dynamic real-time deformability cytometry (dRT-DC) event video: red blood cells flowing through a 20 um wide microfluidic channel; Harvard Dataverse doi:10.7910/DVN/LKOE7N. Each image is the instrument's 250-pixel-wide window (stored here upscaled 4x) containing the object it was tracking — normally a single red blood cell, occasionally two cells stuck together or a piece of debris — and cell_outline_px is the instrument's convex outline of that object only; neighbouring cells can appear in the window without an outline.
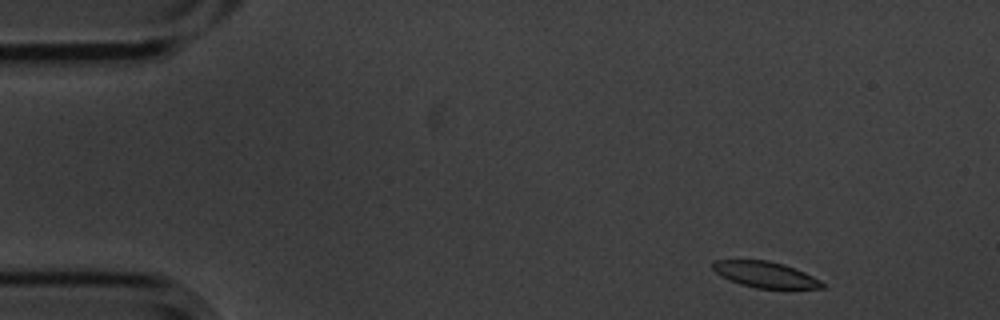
{"species": "common noctule bat (a hibernating species)", "species_latin": "Nyctalus noctula", "temperature_condition": "cold", "stored_images_in_passage": 8, "camera_frame_rate_fps": 3000, "um_per_image_px": 0.085, "animal": {"sex": "male", "body_mass_g": 20.1, "forearm_length_mm": 53.5}, "frame": {"image": 1, "passage_image": 1, "time_ms": 0.0, "image_size_px": [1000, 320], "cell_outline_px": [[824, 288], [756, 288], [740, 284], [728, 280], [716, 272], [712, 268], [712, 264], [716, 260], [768, 260], [784, 264], [804, 272], [820, 280], [824, 284]], "centroid_in_image_um": [65.03, 23.33], "position_along_channel_um": 20.0, "area_um2": 16.42}}
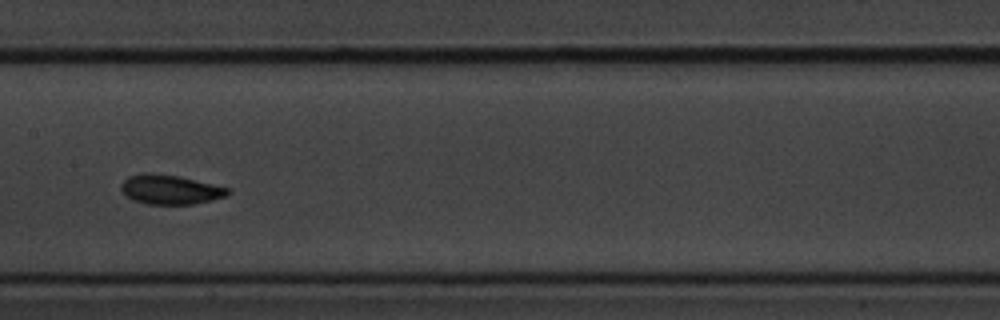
{"frame": {"image": 2, "passage_image": 5, "time_ms": 1.333, "image_size_px": [1000, 320], "cell_outline_px": [[232, 192], [228, 196], [212, 200], [192, 204], [148, 204], [132, 200], [120, 188], [120, 184], [128, 176], [144, 172], [180, 176], [232, 188]], "centroid_in_image_um": [14.52, 16.1], "position_along_channel_um": 192.9, "area_um2": 18.55}}
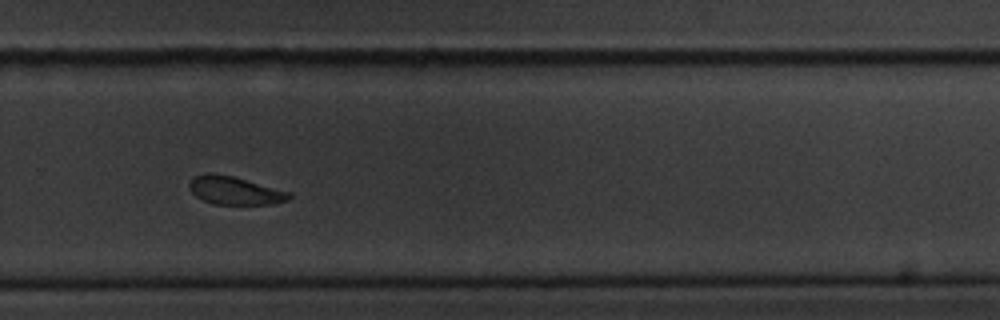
{"frame": {"image": 3, "passage_image": 8, "time_ms": 2.333, "image_size_px": [1000, 320], "cell_outline_px": [[292, 196], [288, 200], [276, 204], [216, 204], [204, 200], [196, 196], [192, 192], [188, 184], [192, 176], [208, 172], [212, 172], [232, 176], [292, 192]], "centroid_in_image_um": [19.97, 16.18], "position_along_channel_um": 309.8, "area_um2": 16.47}}